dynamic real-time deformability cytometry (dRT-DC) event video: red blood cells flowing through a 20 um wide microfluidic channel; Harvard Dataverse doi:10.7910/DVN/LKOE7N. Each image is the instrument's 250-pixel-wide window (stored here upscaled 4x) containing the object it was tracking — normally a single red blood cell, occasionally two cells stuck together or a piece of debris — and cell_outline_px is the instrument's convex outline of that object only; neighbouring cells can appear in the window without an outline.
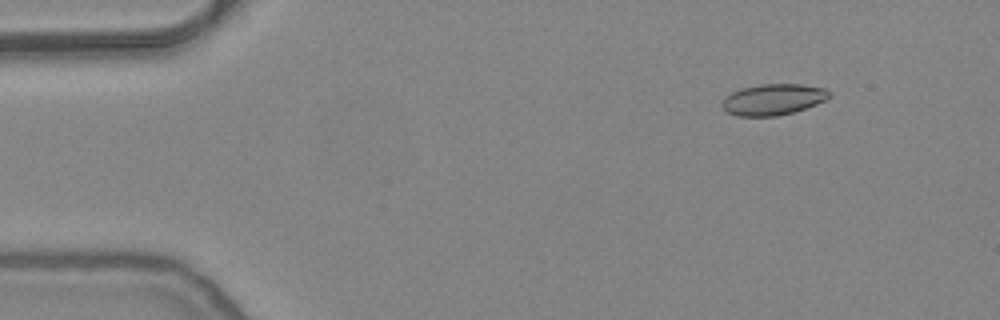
{"species": "common noctule bat (a hibernating species)", "species_latin": "Nyctalus noctula", "temperature_condition": "warm", "stored_images_in_passage": 54, "camera_frame_rate_fps": 3000, "um_per_image_px": 0.085, "animal": {"sex": "female", "body_mass_g": 24.6, "forearm_length_mm": 56.2}, "frame": {"image": 1, "passage_image": 7, "time_ms": 2.0, "image_size_px": [1000, 320], "cell_outline_px": [[832, 96], [816, 104], [792, 112], [776, 116], [736, 116], [728, 112], [720, 104], [724, 96], [740, 88], [760, 84], [800, 84], [828, 88], [832, 92]], "centroid_in_image_um": [65.72, 8.44], "position_along_channel_um": 19.3, "area_um2": 19.59}}
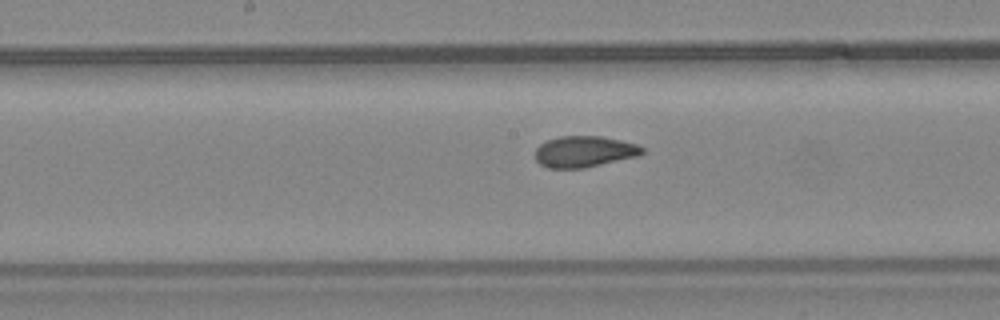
{"frame": {"image": 2, "passage_image": 28, "time_ms": 9.0, "image_size_px": [1000, 320], "cell_outline_px": [[644, 152], [640, 156], [584, 168], [548, 168], [540, 164], [536, 160], [536, 148], [540, 144], [548, 140], [560, 136], [600, 136], [620, 140], [636, 144], [644, 148]], "centroid_in_image_um": [49.68, 12.89], "position_along_channel_um": 198.5, "area_um2": 19.48}}
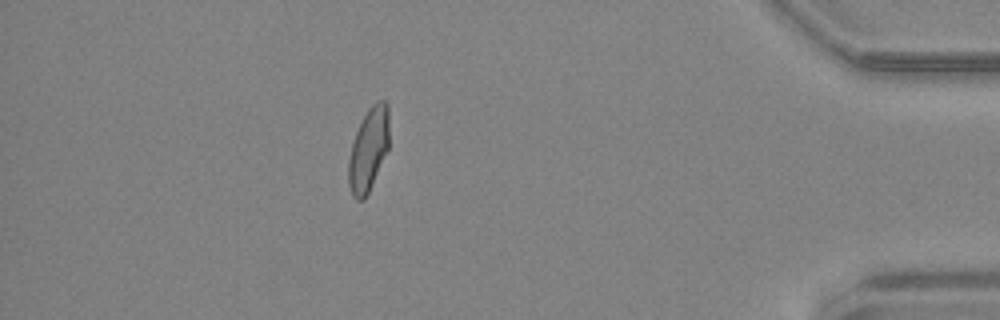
{"frame": {"image": 3, "passage_image": 48, "time_ms": 15.667, "image_size_px": [1000, 320], "cell_outline_px": [[388, 148], [372, 184], [364, 200], [356, 200], [352, 196], [348, 184], [348, 160], [352, 144], [356, 132], [368, 108], [376, 100], [384, 100], [388, 104]], "centroid_in_image_um": [31.31, 12.71], "position_along_channel_um": 403.9, "area_um2": 19.54}, "authors_computed_cell_mechanics": {"area_um2": 19.8254, "velocity_mm_per_s": 3.839, "shape_relaxation_time_tau1_ms": null, "shape_relaxation_time_tau2_ms": 0.8956, "deformation_change_tau1": null, "deformation_change_tau2": 0.047}}